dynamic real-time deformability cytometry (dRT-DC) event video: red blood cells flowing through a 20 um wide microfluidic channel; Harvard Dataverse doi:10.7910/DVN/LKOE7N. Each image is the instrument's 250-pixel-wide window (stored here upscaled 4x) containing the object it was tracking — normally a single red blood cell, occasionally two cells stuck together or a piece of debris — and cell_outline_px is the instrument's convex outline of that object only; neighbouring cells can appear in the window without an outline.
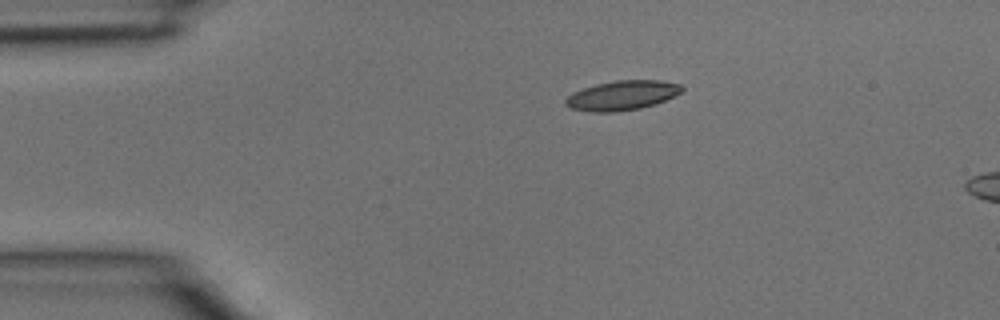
{"species": "common noctule bat (a hibernating species)", "species_latin": "Nyctalus noctula", "temperature_condition": "room temperature", "stored_images_in_passage": 2, "camera_frame_rate_fps": 3000, "um_per_image_px": 0.085, "animal": {"sex": "male", "body_mass_g": 15.6}, "frame": {"image": 1, "passage_image": 1, "time_ms": 0.0, "image_size_px": [1000, 320], "cell_outline_px": [[684, 92], [676, 96], [656, 104], [640, 108], [616, 112], [596, 112], [572, 108], [564, 104], [564, 100], [572, 92], [596, 84], [616, 80], [660, 80], [680, 84], [684, 88]], "centroid_in_image_um": [52.93, 8.1], "position_along_channel_um": 32.1, "area_um2": 20.17}}